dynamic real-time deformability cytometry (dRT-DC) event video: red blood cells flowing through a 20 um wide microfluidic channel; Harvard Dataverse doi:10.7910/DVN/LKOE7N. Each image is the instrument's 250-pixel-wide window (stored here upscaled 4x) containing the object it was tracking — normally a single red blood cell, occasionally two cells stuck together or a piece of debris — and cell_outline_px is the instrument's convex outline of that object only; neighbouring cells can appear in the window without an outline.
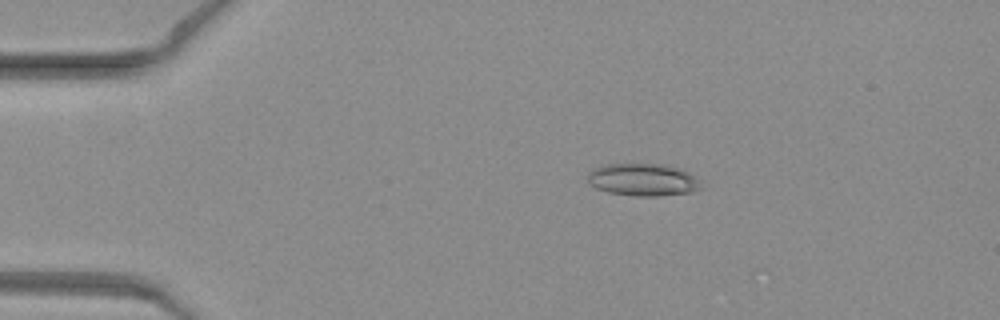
{"species": "common noctule bat (a hibernating species)", "species_latin": "Nyctalus noctula", "temperature_condition": "warm", "stored_images_in_passage": 17, "camera_frame_rate_fps": 3000, "um_per_image_px": 0.085, "animal": {"sex": "female", "body_mass_g": 19.3, "forearm_length_mm": 54.1}, "frame": {"image": 1, "passage_image": 10, "time_ms": 3.0, "image_size_px": [1000, 320], "cell_outline_px": [[704, 188], [692, 192], [656, 196], [636, 196], [608, 192], [596, 188], [588, 184], [588, 172], [592, 168], [604, 164], [664, 164], [688, 172], [696, 176], [700, 180]], "centroid_in_image_um": [54.66, 15.28], "position_along_channel_um": 30.3, "area_um2": 21.68}}